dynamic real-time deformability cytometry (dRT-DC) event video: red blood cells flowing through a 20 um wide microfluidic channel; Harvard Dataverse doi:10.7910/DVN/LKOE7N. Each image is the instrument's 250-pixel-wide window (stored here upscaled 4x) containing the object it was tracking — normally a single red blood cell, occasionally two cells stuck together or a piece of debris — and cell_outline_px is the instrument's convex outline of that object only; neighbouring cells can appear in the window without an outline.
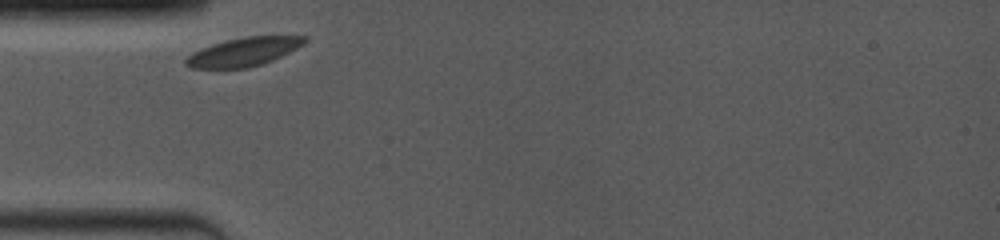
{"species": "common noctule bat (a hibernating species)", "species_latin": "Nyctalus noctula", "temperature_condition": "room temperature", "stored_images_in_passage": 22, "camera_frame_rate_fps": 4000, "um_per_image_px": 0.085, "animal": {"sex": "female", "body_mass_g": 19.0, "forearm_length_mm": 53.3}, "frame": {"image": 1, "passage_image": 1, "time_ms": 0.0, "image_size_px": [1000, 240], "cell_outline_px": [[308, 40], [304, 44], [272, 60], [248, 68], [192, 68], [184, 64], [184, 60], [192, 52], [200, 48], [212, 44], [244, 36], [308, 36]], "centroid_in_image_um": [20.69, 4.4], "position_along_channel_um": 64.3, "area_um2": 19.65}}
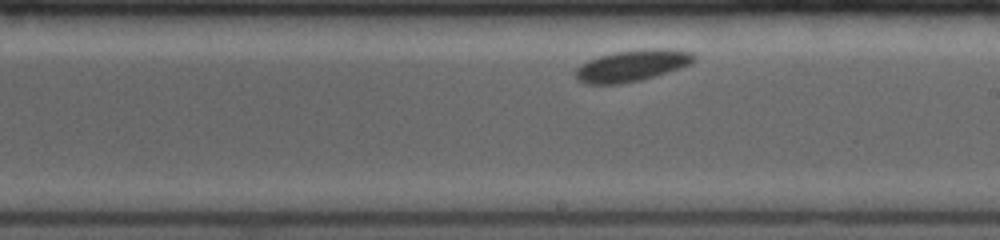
{"frame": {"image": 2, "passage_image": 13, "time_ms": 4.75, "image_size_px": [1000, 240], "cell_outline_px": [[696, 60], [680, 68], [640, 80], [620, 84], [584, 84], [576, 80], [576, 68], [588, 60], [600, 56], [616, 52], [644, 48], [664, 48], [692, 52], [696, 56]], "centroid_in_image_um": [53.72, 5.57], "position_along_channel_um": 235.3, "area_um2": 21.68}}
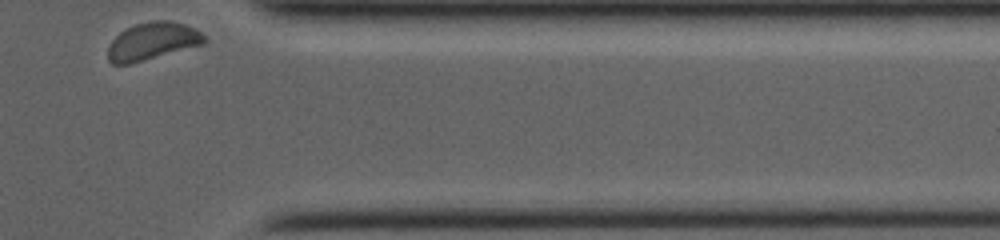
{"frame": {"image": 3, "passage_image": 22, "time_ms": 9.25, "image_size_px": [1000, 240], "cell_outline_px": [[208, 40], [204, 44], [132, 64], [112, 64], [108, 60], [108, 48], [112, 40], [124, 28], [136, 24], [152, 20], [168, 20], [184, 24], [196, 28]], "centroid_in_image_um": [12.96, 3.5], "position_along_channel_um": 398.4, "area_um2": 21.27}, "authors_computed_cell_mechanics": {"area_um2": 20.9236, "velocity_mm_per_s": 3.635, "shape_relaxation_time_tau1_ms": 0.0641, "shape_relaxation_time_tau2_ms": null, "deformation_change_tau1": 0.0212, "deformation_change_tau2": null}}